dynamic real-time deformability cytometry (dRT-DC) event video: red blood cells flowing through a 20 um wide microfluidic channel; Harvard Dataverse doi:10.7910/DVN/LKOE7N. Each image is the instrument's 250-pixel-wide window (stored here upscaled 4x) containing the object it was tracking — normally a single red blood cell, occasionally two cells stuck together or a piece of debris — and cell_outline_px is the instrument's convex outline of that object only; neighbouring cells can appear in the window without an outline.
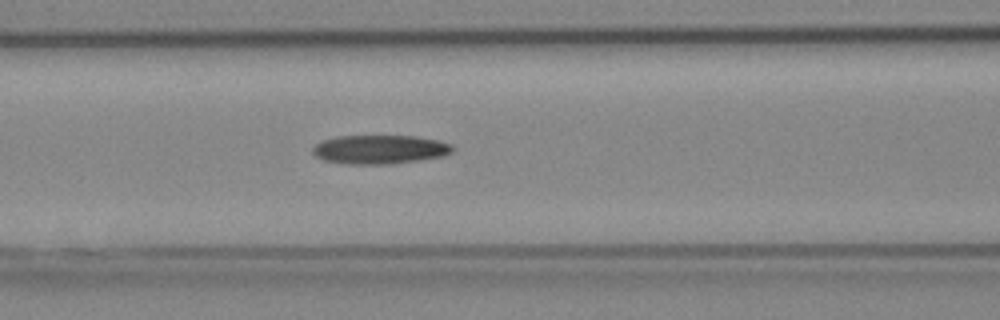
{"species": "Egyptian fruit bat (a non-hibernating species)", "species_latin": "Rousettus aegyptiacus", "temperature_condition": "cold", "stored_images_in_passage": 31, "camera_frame_rate_fps": 3000, "um_per_image_px": 0.085, "animal": {"sex": "female"}, "frame": {"image": 1, "passage_image": 5, "time_ms": 1.333, "image_size_px": [1000, 320], "cell_outline_px": [[456, 148], [452, 152], [444, 156], [420, 160], [388, 164], [348, 164], [324, 160], [316, 156], [312, 152], [312, 148], [320, 140], [336, 136], [416, 136], [440, 140], [452, 144]], "centroid_in_image_um": [32.31, 12.69], "position_along_channel_um": 134.3, "area_um2": 23.81}}